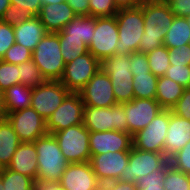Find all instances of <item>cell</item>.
Wrapping results in <instances>:
<instances>
[{
    "label": "cell",
    "instance_id": "cell-1",
    "mask_svg": "<svg viewBox=\"0 0 190 190\" xmlns=\"http://www.w3.org/2000/svg\"><path fill=\"white\" fill-rule=\"evenodd\" d=\"M140 6L144 16V33L138 52L146 54L163 45L175 16L170 5L161 0H146Z\"/></svg>",
    "mask_w": 190,
    "mask_h": 190
},
{
    "label": "cell",
    "instance_id": "cell-2",
    "mask_svg": "<svg viewBox=\"0 0 190 190\" xmlns=\"http://www.w3.org/2000/svg\"><path fill=\"white\" fill-rule=\"evenodd\" d=\"M34 145L38 162L37 181L59 182L63 172L70 163L63 156L54 135L47 133L38 138Z\"/></svg>",
    "mask_w": 190,
    "mask_h": 190
},
{
    "label": "cell",
    "instance_id": "cell-3",
    "mask_svg": "<svg viewBox=\"0 0 190 190\" xmlns=\"http://www.w3.org/2000/svg\"><path fill=\"white\" fill-rule=\"evenodd\" d=\"M32 61L38 66L45 80L60 81L65 70V62L58 32H48L42 38L32 52Z\"/></svg>",
    "mask_w": 190,
    "mask_h": 190
},
{
    "label": "cell",
    "instance_id": "cell-4",
    "mask_svg": "<svg viewBox=\"0 0 190 190\" xmlns=\"http://www.w3.org/2000/svg\"><path fill=\"white\" fill-rule=\"evenodd\" d=\"M115 17L119 36L116 54L138 52L144 33V16L141 6L119 9Z\"/></svg>",
    "mask_w": 190,
    "mask_h": 190
},
{
    "label": "cell",
    "instance_id": "cell-5",
    "mask_svg": "<svg viewBox=\"0 0 190 190\" xmlns=\"http://www.w3.org/2000/svg\"><path fill=\"white\" fill-rule=\"evenodd\" d=\"M101 68L108 74L111 80L117 103L129 102L135 98L129 54H114L105 58L101 62Z\"/></svg>",
    "mask_w": 190,
    "mask_h": 190
},
{
    "label": "cell",
    "instance_id": "cell-6",
    "mask_svg": "<svg viewBox=\"0 0 190 190\" xmlns=\"http://www.w3.org/2000/svg\"><path fill=\"white\" fill-rule=\"evenodd\" d=\"M83 125L89 131L117 130L128 133L124 103L106 108L84 106Z\"/></svg>",
    "mask_w": 190,
    "mask_h": 190
},
{
    "label": "cell",
    "instance_id": "cell-7",
    "mask_svg": "<svg viewBox=\"0 0 190 190\" xmlns=\"http://www.w3.org/2000/svg\"><path fill=\"white\" fill-rule=\"evenodd\" d=\"M52 134L69 163L90 161L89 130L83 124L70 126Z\"/></svg>",
    "mask_w": 190,
    "mask_h": 190
},
{
    "label": "cell",
    "instance_id": "cell-8",
    "mask_svg": "<svg viewBox=\"0 0 190 190\" xmlns=\"http://www.w3.org/2000/svg\"><path fill=\"white\" fill-rule=\"evenodd\" d=\"M118 41L116 17H96L95 30L88 51L102 62L105 58L116 54Z\"/></svg>",
    "mask_w": 190,
    "mask_h": 190
},
{
    "label": "cell",
    "instance_id": "cell-9",
    "mask_svg": "<svg viewBox=\"0 0 190 190\" xmlns=\"http://www.w3.org/2000/svg\"><path fill=\"white\" fill-rule=\"evenodd\" d=\"M168 164L169 159L163 153L143 151L132 147L128 166L121 171L118 180L136 183L144 175L152 173L154 170H162Z\"/></svg>",
    "mask_w": 190,
    "mask_h": 190
},
{
    "label": "cell",
    "instance_id": "cell-10",
    "mask_svg": "<svg viewBox=\"0 0 190 190\" xmlns=\"http://www.w3.org/2000/svg\"><path fill=\"white\" fill-rule=\"evenodd\" d=\"M170 120V109H163L142 130L133 135V147L164 154V143Z\"/></svg>",
    "mask_w": 190,
    "mask_h": 190
},
{
    "label": "cell",
    "instance_id": "cell-11",
    "mask_svg": "<svg viewBox=\"0 0 190 190\" xmlns=\"http://www.w3.org/2000/svg\"><path fill=\"white\" fill-rule=\"evenodd\" d=\"M101 68V62L89 51L65 64L60 82L70 91L79 92Z\"/></svg>",
    "mask_w": 190,
    "mask_h": 190
},
{
    "label": "cell",
    "instance_id": "cell-12",
    "mask_svg": "<svg viewBox=\"0 0 190 190\" xmlns=\"http://www.w3.org/2000/svg\"><path fill=\"white\" fill-rule=\"evenodd\" d=\"M70 91L60 81L45 80L32 90L31 107L46 121Z\"/></svg>",
    "mask_w": 190,
    "mask_h": 190
},
{
    "label": "cell",
    "instance_id": "cell-13",
    "mask_svg": "<svg viewBox=\"0 0 190 190\" xmlns=\"http://www.w3.org/2000/svg\"><path fill=\"white\" fill-rule=\"evenodd\" d=\"M84 103L79 92H70L46 121L47 133H56L70 126L83 124Z\"/></svg>",
    "mask_w": 190,
    "mask_h": 190
},
{
    "label": "cell",
    "instance_id": "cell-14",
    "mask_svg": "<svg viewBox=\"0 0 190 190\" xmlns=\"http://www.w3.org/2000/svg\"><path fill=\"white\" fill-rule=\"evenodd\" d=\"M21 142H35L47 134L46 120L32 107L5 116Z\"/></svg>",
    "mask_w": 190,
    "mask_h": 190
},
{
    "label": "cell",
    "instance_id": "cell-15",
    "mask_svg": "<svg viewBox=\"0 0 190 190\" xmlns=\"http://www.w3.org/2000/svg\"><path fill=\"white\" fill-rule=\"evenodd\" d=\"M79 94L84 106L106 108L118 104L114 97L111 80L102 68L79 91Z\"/></svg>",
    "mask_w": 190,
    "mask_h": 190
},
{
    "label": "cell",
    "instance_id": "cell-16",
    "mask_svg": "<svg viewBox=\"0 0 190 190\" xmlns=\"http://www.w3.org/2000/svg\"><path fill=\"white\" fill-rule=\"evenodd\" d=\"M163 108L155 99L134 98L124 103L128 133L132 136L144 129Z\"/></svg>",
    "mask_w": 190,
    "mask_h": 190
},
{
    "label": "cell",
    "instance_id": "cell-17",
    "mask_svg": "<svg viewBox=\"0 0 190 190\" xmlns=\"http://www.w3.org/2000/svg\"><path fill=\"white\" fill-rule=\"evenodd\" d=\"M130 151L107 152L93 155L90 158L91 167L99 182L118 180L121 171L128 166Z\"/></svg>",
    "mask_w": 190,
    "mask_h": 190
},
{
    "label": "cell",
    "instance_id": "cell-18",
    "mask_svg": "<svg viewBox=\"0 0 190 190\" xmlns=\"http://www.w3.org/2000/svg\"><path fill=\"white\" fill-rule=\"evenodd\" d=\"M133 147V136L129 133L110 131H89V149L91 156L107 152L130 151Z\"/></svg>",
    "mask_w": 190,
    "mask_h": 190
},
{
    "label": "cell",
    "instance_id": "cell-19",
    "mask_svg": "<svg viewBox=\"0 0 190 190\" xmlns=\"http://www.w3.org/2000/svg\"><path fill=\"white\" fill-rule=\"evenodd\" d=\"M59 183L64 190H94L99 181L90 162H84L70 163Z\"/></svg>",
    "mask_w": 190,
    "mask_h": 190
},
{
    "label": "cell",
    "instance_id": "cell-20",
    "mask_svg": "<svg viewBox=\"0 0 190 190\" xmlns=\"http://www.w3.org/2000/svg\"><path fill=\"white\" fill-rule=\"evenodd\" d=\"M190 141V120L179 117L171 112L166 140L164 143V154L170 159Z\"/></svg>",
    "mask_w": 190,
    "mask_h": 190
},
{
    "label": "cell",
    "instance_id": "cell-21",
    "mask_svg": "<svg viewBox=\"0 0 190 190\" xmlns=\"http://www.w3.org/2000/svg\"><path fill=\"white\" fill-rule=\"evenodd\" d=\"M76 16L67 2L42 5L38 15L48 32L61 31Z\"/></svg>",
    "mask_w": 190,
    "mask_h": 190
},
{
    "label": "cell",
    "instance_id": "cell-22",
    "mask_svg": "<svg viewBox=\"0 0 190 190\" xmlns=\"http://www.w3.org/2000/svg\"><path fill=\"white\" fill-rule=\"evenodd\" d=\"M34 142H21L7 167L12 171L31 177L37 182L38 162Z\"/></svg>",
    "mask_w": 190,
    "mask_h": 190
},
{
    "label": "cell",
    "instance_id": "cell-23",
    "mask_svg": "<svg viewBox=\"0 0 190 190\" xmlns=\"http://www.w3.org/2000/svg\"><path fill=\"white\" fill-rule=\"evenodd\" d=\"M15 43L34 51L37 44L48 33L38 16L13 26Z\"/></svg>",
    "mask_w": 190,
    "mask_h": 190
},
{
    "label": "cell",
    "instance_id": "cell-24",
    "mask_svg": "<svg viewBox=\"0 0 190 190\" xmlns=\"http://www.w3.org/2000/svg\"><path fill=\"white\" fill-rule=\"evenodd\" d=\"M32 90L33 88L18 83L3 91L5 116L11 112L31 107Z\"/></svg>",
    "mask_w": 190,
    "mask_h": 190
},
{
    "label": "cell",
    "instance_id": "cell-25",
    "mask_svg": "<svg viewBox=\"0 0 190 190\" xmlns=\"http://www.w3.org/2000/svg\"><path fill=\"white\" fill-rule=\"evenodd\" d=\"M21 143L11 123L5 117L0 120V169L7 168Z\"/></svg>",
    "mask_w": 190,
    "mask_h": 190
},
{
    "label": "cell",
    "instance_id": "cell-26",
    "mask_svg": "<svg viewBox=\"0 0 190 190\" xmlns=\"http://www.w3.org/2000/svg\"><path fill=\"white\" fill-rule=\"evenodd\" d=\"M95 30V17L76 15L61 31L59 35H68V38L83 39L89 47Z\"/></svg>",
    "mask_w": 190,
    "mask_h": 190
},
{
    "label": "cell",
    "instance_id": "cell-27",
    "mask_svg": "<svg viewBox=\"0 0 190 190\" xmlns=\"http://www.w3.org/2000/svg\"><path fill=\"white\" fill-rule=\"evenodd\" d=\"M184 87L166 76L158 77L155 100L163 109H170L183 94Z\"/></svg>",
    "mask_w": 190,
    "mask_h": 190
},
{
    "label": "cell",
    "instance_id": "cell-28",
    "mask_svg": "<svg viewBox=\"0 0 190 190\" xmlns=\"http://www.w3.org/2000/svg\"><path fill=\"white\" fill-rule=\"evenodd\" d=\"M190 44V27L185 17L175 16L163 40V45L169 48H175Z\"/></svg>",
    "mask_w": 190,
    "mask_h": 190
},
{
    "label": "cell",
    "instance_id": "cell-29",
    "mask_svg": "<svg viewBox=\"0 0 190 190\" xmlns=\"http://www.w3.org/2000/svg\"><path fill=\"white\" fill-rule=\"evenodd\" d=\"M35 181L8 168L0 169V190H34Z\"/></svg>",
    "mask_w": 190,
    "mask_h": 190
},
{
    "label": "cell",
    "instance_id": "cell-30",
    "mask_svg": "<svg viewBox=\"0 0 190 190\" xmlns=\"http://www.w3.org/2000/svg\"><path fill=\"white\" fill-rule=\"evenodd\" d=\"M157 79L153 73H141L133 76V90L135 98L155 99Z\"/></svg>",
    "mask_w": 190,
    "mask_h": 190
},
{
    "label": "cell",
    "instance_id": "cell-31",
    "mask_svg": "<svg viewBox=\"0 0 190 190\" xmlns=\"http://www.w3.org/2000/svg\"><path fill=\"white\" fill-rule=\"evenodd\" d=\"M60 48L65 64L88 52L83 39L68 38V35H59Z\"/></svg>",
    "mask_w": 190,
    "mask_h": 190
},
{
    "label": "cell",
    "instance_id": "cell-32",
    "mask_svg": "<svg viewBox=\"0 0 190 190\" xmlns=\"http://www.w3.org/2000/svg\"><path fill=\"white\" fill-rule=\"evenodd\" d=\"M150 72L157 77L164 76L166 70L170 67L169 49L162 45L146 53Z\"/></svg>",
    "mask_w": 190,
    "mask_h": 190
},
{
    "label": "cell",
    "instance_id": "cell-33",
    "mask_svg": "<svg viewBox=\"0 0 190 190\" xmlns=\"http://www.w3.org/2000/svg\"><path fill=\"white\" fill-rule=\"evenodd\" d=\"M18 68L19 83L25 86L36 88L45 81L40 69L32 60L19 64Z\"/></svg>",
    "mask_w": 190,
    "mask_h": 190
},
{
    "label": "cell",
    "instance_id": "cell-34",
    "mask_svg": "<svg viewBox=\"0 0 190 190\" xmlns=\"http://www.w3.org/2000/svg\"><path fill=\"white\" fill-rule=\"evenodd\" d=\"M163 186L165 190H190V180L188 174L175 169L169 163L166 166Z\"/></svg>",
    "mask_w": 190,
    "mask_h": 190
},
{
    "label": "cell",
    "instance_id": "cell-35",
    "mask_svg": "<svg viewBox=\"0 0 190 190\" xmlns=\"http://www.w3.org/2000/svg\"><path fill=\"white\" fill-rule=\"evenodd\" d=\"M165 174L166 167L144 175L136 181L137 190H165L163 186Z\"/></svg>",
    "mask_w": 190,
    "mask_h": 190
},
{
    "label": "cell",
    "instance_id": "cell-36",
    "mask_svg": "<svg viewBox=\"0 0 190 190\" xmlns=\"http://www.w3.org/2000/svg\"><path fill=\"white\" fill-rule=\"evenodd\" d=\"M19 83L18 65L0 59V92Z\"/></svg>",
    "mask_w": 190,
    "mask_h": 190
},
{
    "label": "cell",
    "instance_id": "cell-37",
    "mask_svg": "<svg viewBox=\"0 0 190 190\" xmlns=\"http://www.w3.org/2000/svg\"><path fill=\"white\" fill-rule=\"evenodd\" d=\"M32 17H35V15L30 11V9L26 7L21 8L18 5L11 4L0 18V21L11 26H15Z\"/></svg>",
    "mask_w": 190,
    "mask_h": 190
},
{
    "label": "cell",
    "instance_id": "cell-38",
    "mask_svg": "<svg viewBox=\"0 0 190 190\" xmlns=\"http://www.w3.org/2000/svg\"><path fill=\"white\" fill-rule=\"evenodd\" d=\"M118 10L113 0H89V16L111 17L115 16Z\"/></svg>",
    "mask_w": 190,
    "mask_h": 190
},
{
    "label": "cell",
    "instance_id": "cell-39",
    "mask_svg": "<svg viewBox=\"0 0 190 190\" xmlns=\"http://www.w3.org/2000/svg\"><path fill=\"white\" fill-rule=\"evenodd\" d=\"M5 62L19 65L32 60V51L23 45L14 43L1 59Z\"/></svg>",
    "mask_w": 190,
    "mask_h": 190
},
{
    "label": "cell",
    "instance_id": "cell-40",
    "mask_svg": "<svg viewBox=\"0 0 190 190\" xmlns=\"http://www.w3.org/2000/svg\"><path fill=\"white\" fill-rule=\"evenodd\" d=\"M164 76L177 82L184 88H190V65H170Z\"/></svg>",
    "mask_w": 190,
    "mask_h": 190
},
{
    "label": "cell",
    "instance_id": "cell-41",
    "mask_svg": "<svg viewBox=\"0 0 190 190\" xmlns=\"http://www.w3.org/2000/svg\"><path fill=\"white\" fill-rule=\"evenodd\" d=\"M170 165L185 174H190V141L169 159Z\"/></svg>",
    "mask_w": 190,
    "mask_h": 190
},
{
    "label": "cell",
    "instance_id": "cell-42",
    "mask_svg": "<svg viewBox=\"0 0 190 190\" xmlns=\"http://www.w3.org/2000/svg\"><path fill=\"white\" fill-rule=\"evenodd\" d=\"M170 65H190V44L169 48Z\"/></svg>",
    "mask_w": 190,
    "mask_h": 190
},
{
    "label": "cell",
    "instance_id": "cell-43",
    "mask_svg": "<svg viewBox=\"0 0 190 190\" xmlns=\"http://www.w3.org/2000/svg\"><path fill=\"white\" fill-rule=\"evenodd\" d=\"M15 43L14 28L0 21V59L6 51Z\"/></svg>",
    "mask_w": 190,
    "mask_h": 190
},
{
    "label": "cell",
    "instance_id": "cell-44",
    "mask_svg": "<svg viewBox=\"0 0 190 190\" xmlns=\"http://www.w3.org/2000/svg\"><path fill=\"white\" fill-rule=\"evenodd\" d=\"M130 57V71L132 75L141 73H151L147 55L140 52H133L129 54Z\"/></svg>",
    "mask_w": 190,
    "mask_h": 190
},
{
    "label": "cell",
    "instance_id": "cell-45",
    "mask_svg": "<svg viewBox=\"0 0 190 190\" xmlns=\"http://www.w3.org/2000/svg\"><path fill=\"white\" fill-rule=\"evenodd\" d=\"M171 112L184 119L190 120V88H185L182 96L171 108Z\"/></svg>",
    "mask_w": 190,
    "mask_h": 190
},
{
    "label": "cell",
    "instance_id": "cell-46",
    "mask_svg": "<svg viewBox=\"0 0 190 190\" xmlns=\"http://www.w3.org/2000/svg\"><path fill=\"white\" fill-rule=\"evenodd\" d=\"M168 4L174 16L186 17L190 15V0H171Z\"/></svg>",
    "mask_w": 190,
    "mask_h": 190
},
{
    "label": "cell",
    "instance_id": "cell-47",
    "mask_svg": "<svg viewBox=\"0 0 190 190\" xmlns=\"http://www.w3.org/2000/svg\"><path fill=\"white\" fill-rule=\"evenodd\" d=\"M11 4L18 5L21 8H28L35 15L38 16L42 7L41 0H10Z\"/></svg>",
    "mask_w": 190,
    "mask_h": 190
},
{
    "label": "cell",
    "instance_id": "cell-48",
    "mask_svg": "<svg viewBox=\"0 0 190 190\" xmlns=\"http://www.w3.org/2000/svg\"><path fill=\"white\" fill-rule=\"evenodd\" d=\"M78 16H89V0H66Z\"/></svg>",
    "mask_w": 190,
    "mask_h": 190
},
{
    "label": "cell",
    "instance_id": "cell-49",
    "mask_svg": "<svg viewBox=\"0 0 190 190\" xmlns=\"http://www.w3.org/2000/svg\"><path fill=\"white\" fill-rule=\"evenodd\" d=\"M108 190H137L136 183L124 182L122 180H115L106 182Z\"/></svg>",
    "mask_w": 190,
    "mask_h": 190
},
{
    "label": "cell",
    "instance_id": "cell-50",
    "mask_svg": "<svg viewBox=\"0 0 190 190\" xmlns=\"http://www.w3.org/2000/svg\"><path fill=\"white\" fill-rule=\"evenodd\" d=\"M34 190H64L57 181H37Z\"/></svg>",
    "mask_w": 190,
    "mask_h": 190
},
{
    "label": "cell",
    "instance_id": "cell-51",
    "mask_svg": "<svg viewBox=\"0 0 190 190\" xmlns=\"http://www.w3.org/2000/svg\"><path fill=\"white\" fill-rule=\"evenodd\" d=\"M118 9L140 6L146 0H113Z\"/></svg>",
    "mask_w": 190,
    "mask_h": 190
},
{
    "label": "cell",
    "instance_id": "cell-52",
    "mask_svg": "<svg viewBox=\"0 0 190 190\" xmlns=\"http://www.w3.org/2000/svg\"><path fill=\"white\" fill-rule=\"evenodd\" d=\"M10 5V0H0V18Z\"/></svg>",
    "mask_w": 190,
    "mask_h": 190
},
{
    "label": "cell",
    "instance_id": "cell-53",
    "mask_svg": "<svg viewBox=\"0 0 190 190\" xmlns=\"http://www.w3.org/2000/svg\"><path fill=\"white\" fill-rule=\"evenodd\" d=\"M5 118V111L3 107V98H2V93L0 92V120Z\"/></svg>",
    "mask_w": 190,
    "mask_h": 190
},
{
    "label": "cell",
    "instance_id": "cell-54",
    "mask_svg": "<svg viewBox=\"0 0 190 190\" xmlns=\"http://www.w3.org/2000/svg\"><path fill=\"white\" fill-rule=\"evenodd\" d=\"M94 190H108V184L103 183V182H99Z\"/></svg>",
    "mask_w": 190,
    "mask_h": 190
},
{
    "label": "cell",
    "instance_id": "cell-55",
    "mask_svg": "<svg viewBox=\"0 0 190 190\" xmlns=\"http://www.w3.org/2000/svg\"><path fill=\"white\" fill-rule=\"evenodd\" d=\"M66 0H41L42 4L45 5V4H56V3H63L65 2Z\"/></svg>",
    "mask_w": 190,
    "mask_h": 190
},
{
    "label": "cell",
    "instance_id": "cell-56",
    "mask_svg": "<svg viewBox=\"0 0 190 190\" xmlns=\"http://www.w3.org/2000/svg\"><path fill=\"white\" fill-rule=\"evenodd\" d=\"M185 18L187 19L189 27H190V15H187Z\"/></svg>",
    "mask_w": 190,
    "mask_h": 190
},
{
    "label": "cell",
    "instance_id": "cell-57",
    "mask_svg": "<svg viewBox=\"0 0 190 190\" xmlns=\"http://www.w3.org/2000/svg\"><path fill=\"white\" fill-rule=\"evenodd\" d=\"M161 1H164V2H167V3H168V2L171 1V0H161Z\"/></svg>",
    "mask_w": 190,
    "mask_h": 190
}]
</instances>
